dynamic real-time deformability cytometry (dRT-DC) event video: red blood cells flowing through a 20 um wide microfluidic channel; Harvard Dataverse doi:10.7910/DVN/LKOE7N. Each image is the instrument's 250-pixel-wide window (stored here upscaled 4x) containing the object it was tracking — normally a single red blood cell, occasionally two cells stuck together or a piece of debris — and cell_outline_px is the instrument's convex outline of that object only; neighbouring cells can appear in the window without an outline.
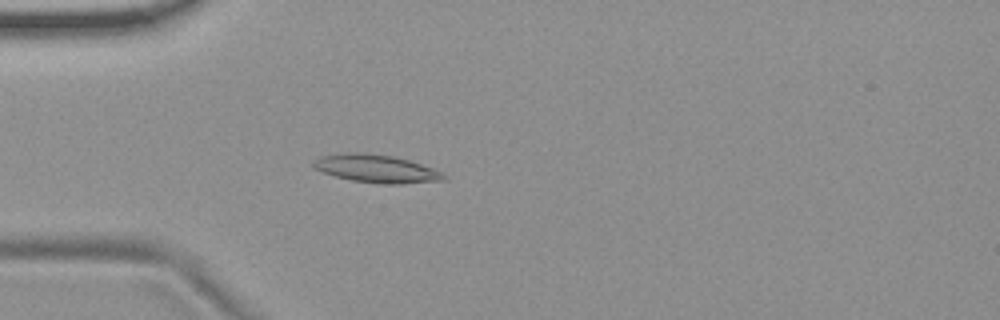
{"species": "common noctule bat (a hibernating species)", "species_latin": "Nyctalus noctula", "temperature_condition": "room temperature", "stored_images_in_passage": 4, "camera_frame_rate_fps": 3000, "um_per_image_px": 0.085, "animal": {"sex": "female", "body_mass_g": 19.9}, "frame": {"image": 1, "passage_image": 4, "time_ms": 1.0, "image_size_px": [1000, 320], "cell_outline_px": [[448, 180], [400, 184], [384, 184], [352, 180], [336, 176], [312, 168], [312, 160], [320, 156], [348, 152], [360, 152], [392, 156], [408, 160], [444, 172], [448, 176]], "centroid_in_image_um": [32.0, 14.34], "position_along_channel_um": 53.0, "area_um2": 21.33}}